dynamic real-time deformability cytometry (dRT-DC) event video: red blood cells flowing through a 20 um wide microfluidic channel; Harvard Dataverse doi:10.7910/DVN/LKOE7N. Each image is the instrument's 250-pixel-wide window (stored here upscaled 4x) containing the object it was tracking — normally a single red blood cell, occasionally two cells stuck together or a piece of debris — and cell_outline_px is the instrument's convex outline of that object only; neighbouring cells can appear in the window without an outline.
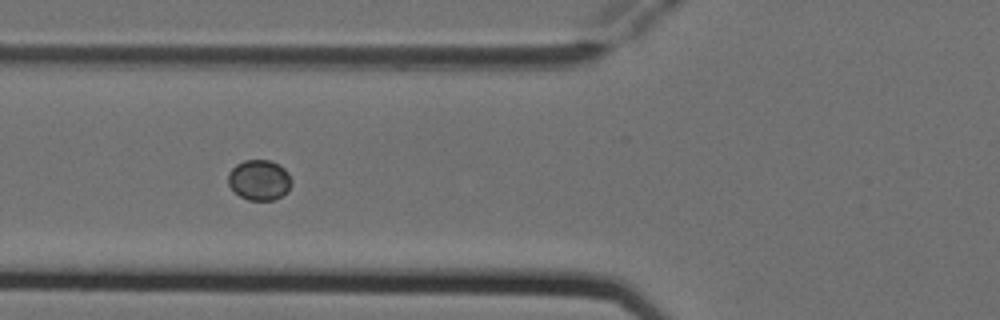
{"species": "Egyptian fruit bat (a non-hibernating species)", "species_latin": "Rousettus aegyptiacus", "temperature_condition": "cold", "stored_images_in_passage": 7, "camera_frame_rate_fps": 3000, "um_per_image_px": 0.085, "animal": {"sex": "female"}, "frame": {"image": 1, "passage_image": 5, "time_ms": 1.333, "image_size_px": [1000, 320], "cell_outline_px": [[292, 184], [288, 192], [272, 200], [248, 200], [240, 196], [228, 184], [228, 172], [236, 164], [244, 160], [268, 160], [280, 164], [288, 172], [292, 180]], "centroid_in_image_um": [22.06, 15.29], "position_along_channel_um": 103.7, "area_um2": 15.03}}
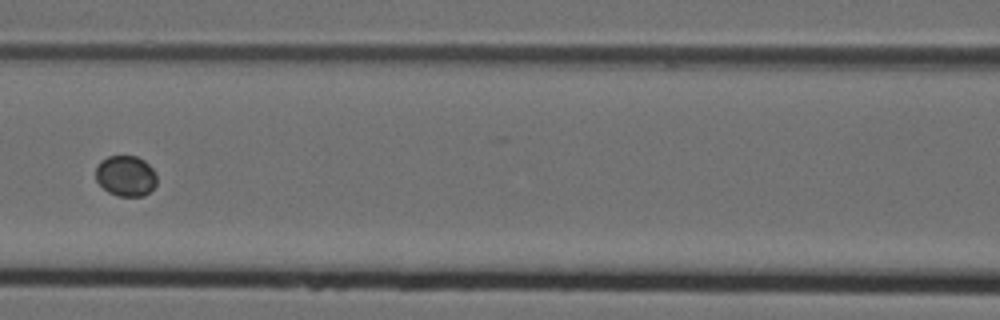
{"frame": {"image": 2, "passage_image": 6, "time_ms": 1.667, "image_size_px": [1000, 320], "cell_outline_px": [[156, 184], [144, 196], [120, 196], [108, 192], [96, 180], [96, 168], [100, 160], [108, 156], [136, 156], [144, 160], [152, 168], [156, 176]], "centroid_in_image_um": [10.68, 14.94], "position_along_channel_um": 155.9, "area_um2": 14.39}}
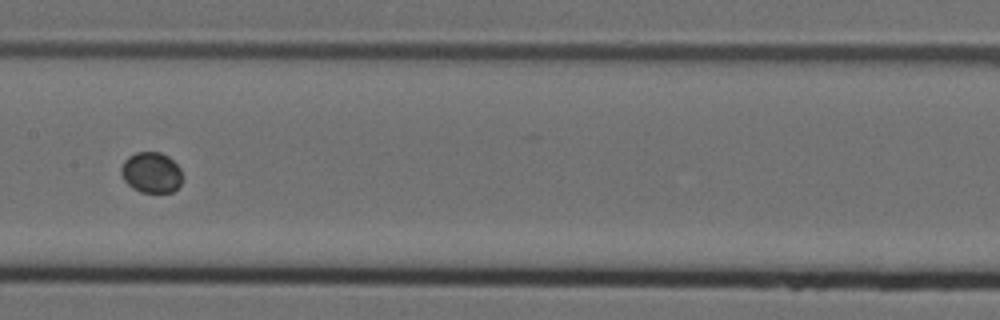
{"frame": {"image": 3, "passage_image": 7, "time_ms": 2.0, "image_size_px": [1000, 320], "cell_outline_px": [[184, 176], [180, 184], [172, 192], [140, 192], [132, 188], [124, 180], [120, 172], [120, 168], [124, 160], [128, 156], [136, 152], [160, 152], [168, 156], [180, 168]], "centroid_in_image_um": [12.86, 14.66], "position_along_channel_um": 194.5, "area_um2": 14.68}}